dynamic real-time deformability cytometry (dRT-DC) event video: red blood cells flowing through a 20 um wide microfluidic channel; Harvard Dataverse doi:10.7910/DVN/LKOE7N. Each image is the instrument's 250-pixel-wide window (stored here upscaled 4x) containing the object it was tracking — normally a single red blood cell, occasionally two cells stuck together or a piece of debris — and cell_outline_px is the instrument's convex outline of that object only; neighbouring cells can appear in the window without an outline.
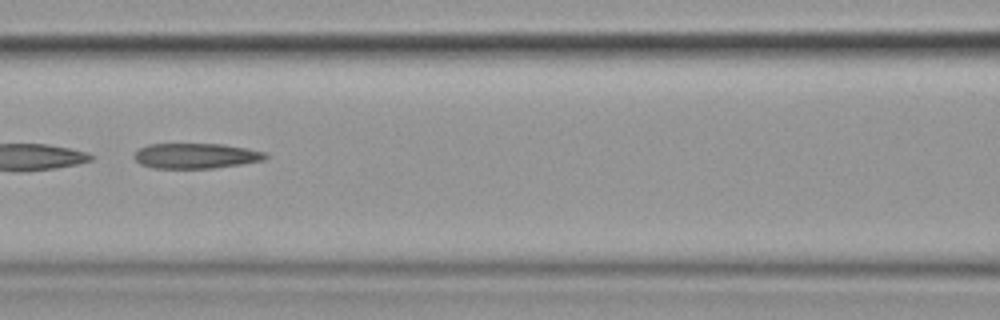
{"species": "common noctule bat (a hibernating species)", "species_latin": "Nyctalus noctula", "temperature_condition": "cold", "stored_images_in_passage": 11, "camera_frame_rate_fps": 3000, "um_per_image_px": 0.085, "animal": {"sex": "female", "body_mass_g": 19.9}, "frame": {"image": 1, "passage_image": 7, "time_ms": 7.667, "image_size_px": [1000, 320], "cell_outline_px": [[268, 156], [264, 160], [240, 164], [212, 168], [152, 168], [140, 164], [132, 156], [140, 148], [148, 144], [224, 144], [248, 148], [264, 152]], "centroid_in_image_um": [16.63, 13.24], "position_along_channel_um": 150.0, "area_um2": 19.31}}
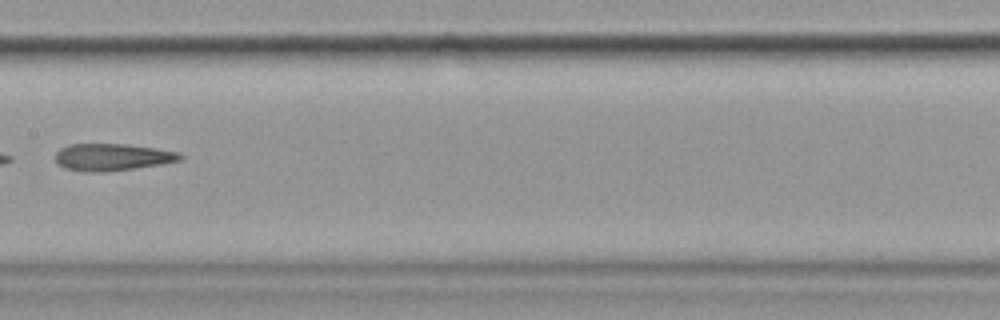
{"frame": {"image": 2, "passage_image": 8, "time_ms": 9.0, "image_size_px": [1000, 320], "cell_outline_px": [[184, 156], [180, 160], [160, 164], [104, 172], [80, 172], [64, 168], [56, 164], [56, 152], [60, 148], [68, 144], [124, 144], [180, 152]], "centroid_in_image_um": [9.48, 13.36], "position_along_channel_um": 197.9, "area_um2": 19.65}}
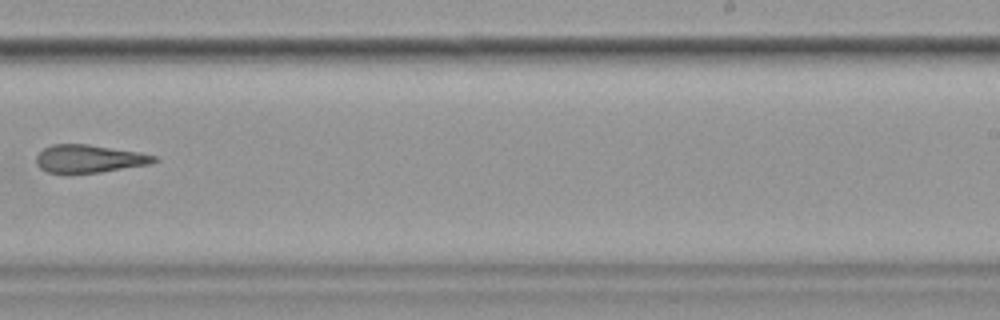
{"frame": {"image": 3, "passage_image": 10, "time_ms": 11.333, "image_size_px": [1000, 320], "cell_outline_px": [[160, 160], [152, 164], [100, 172], [64, 176], [48, 172], [40, 168], [36, 164], [36, 156], [44, 148], [52, 144], [88, 144], [140, 152], [156, 156]], "centroid_in_image_um": [7.56, 13.52], "position_along_channel_um": 281.4, "area_um2": 19.83}}